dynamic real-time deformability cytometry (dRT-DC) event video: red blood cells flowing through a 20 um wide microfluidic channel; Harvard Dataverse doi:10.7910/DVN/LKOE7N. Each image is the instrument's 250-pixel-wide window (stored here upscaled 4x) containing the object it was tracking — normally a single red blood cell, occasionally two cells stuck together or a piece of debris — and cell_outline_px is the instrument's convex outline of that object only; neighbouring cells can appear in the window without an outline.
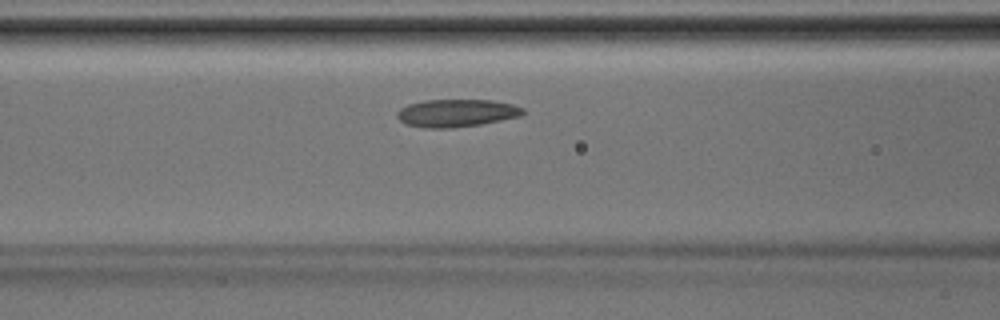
{"species": "Egyptian fruit bat (a non-hibernating species)", "species_latin": "Rousettus aegyptiacus", "temperature_condition": "room temperature", "stored_images_in_passage": 30, "camera_frame_rate_fps": 3000, "um_per_image_px": 0.085, "animal": {"sex": "male"}, "frame": {"image": 1, "passage_image": 5, "time_ms": 1.333, "image_size_px": [1000, 320], "cell_outline_px": [[524, 112], [520, 116], [480, 124], [452, 128], [424, 128], [404, 124], [396, 116], [396, 112], [400, 108], [408, 104], [424, 100], [492, 100], [512, 104], [524, 108]], "centroid_in_image_um": [38.75, 9.61], "position_along_channel_um": 127.8, "area_um2": 20.35}}
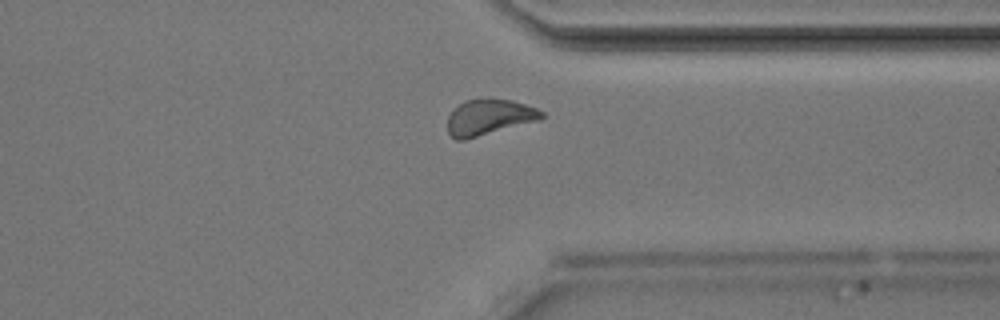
{"frame": {"image": 2, "passage_image": 20, "time_ms": 6.333, "image_size_px": [1000, 320], "cell_outline_px": [[544, 116], [540, 120], [464, 140], [456, 140], [448, 132], [448, 116], [464, 100], [488, 96], [512, 100], [536, 108], [544, 112]], "centroid_in_image_um": [41.58, 9.93], "position_along_channel_um": 369.8, "area_um2": 19.88}}
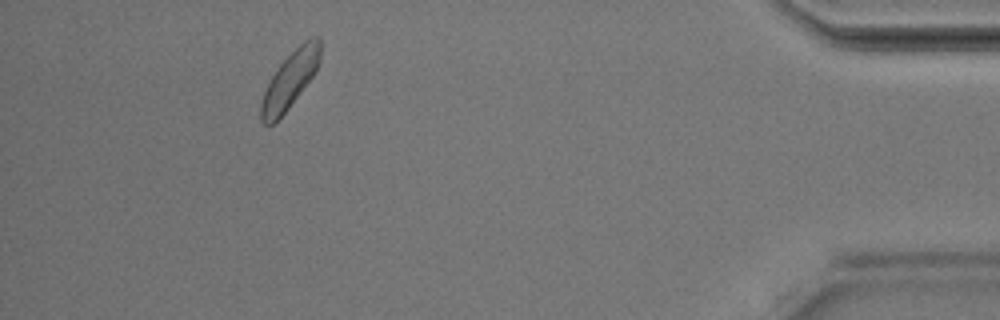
{"frame": {"image": 3, "passage_image": 26, "time_ms": 8.333, "image_size_px": [1000, 320], "cell_outline_px": [[320, 60], [312, 76], [288, 108], [272, 124], [264, 124], [260, 120], [260, 104], [264, 92], [272, 76], [280, 64], [304, 40], [312, 36], [320, 36]], "centroid_in_image_um": [24.64, 6.77], "position_along_channel_um": 410.6, "area_um2": 18.96}}